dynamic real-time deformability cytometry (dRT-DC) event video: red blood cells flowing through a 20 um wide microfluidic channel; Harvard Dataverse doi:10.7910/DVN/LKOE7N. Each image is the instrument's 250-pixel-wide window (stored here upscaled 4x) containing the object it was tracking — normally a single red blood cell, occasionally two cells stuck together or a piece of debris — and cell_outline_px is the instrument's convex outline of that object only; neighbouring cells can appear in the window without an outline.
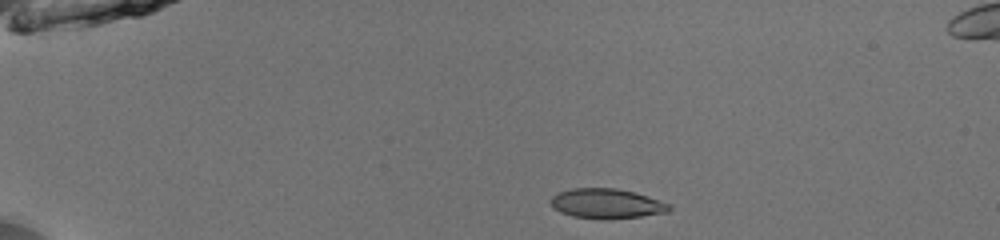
{"species": "common noctule bat (a hibernating species)", "species_latin": "Nyctalus noctula", "temperature_condition": "room temperature", "stored_images_in_passage": 41, "camera_frame_rate_fps": 3000, "um_per_image_px": 0.085, "animal": {"sex": "male", "body_mass_g": 13.0, "forearm_length_mm": 53.1}, "frame": {"image": 1, "passage_image": 1, "time_ms": 0.0, "image_size_px": [1000, 240], "cell_outline_px": [[672, 208], [668, 212], [640, 216], [608, 220], [604, 220], [572, 216], [560, 212], [552, 208], [548, 200], [552, 196], [560, 192], [572, 188], [616, 188], [648, 196], [672, 204]], "centroid_in_image_um": [51.55, 17.31], "position_along_channel_um": 33.5, "area_um2": 20.87}}
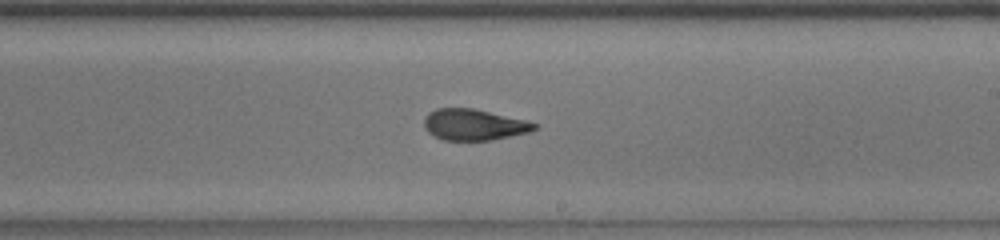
{"frame": {"image": 2, "passage_image": 22, "time_ms": 7.0, "image_size_px": [1000, 240], "cell_outline_px": [[540, 124], [536, 128], [528, 132], [492, 140], [444, 140], [428, 132], [424, 128], [424, 116], [428, 112], [436, 108], [472, 108], [524, 120]], "centroid_in_image_um": [40.24, 10.59], "position_along_channel_um": 248.8, "area_um2": 19.88}}
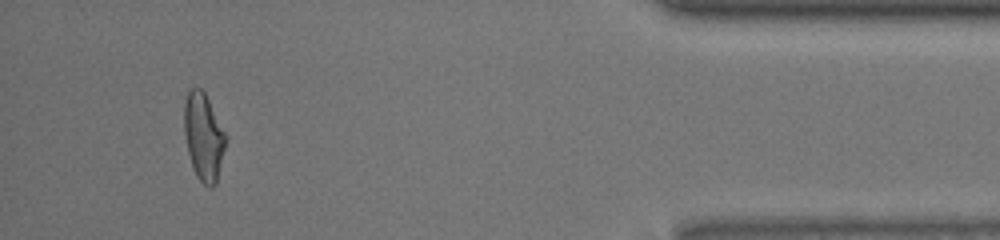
{"frame": {"image": 3, "passage_image": 38, "time_ms": 12.333, "image_size_px": [1000, 240], "cell_outline_px": [[228, 140], [216, 184], [212, 188], [208, 188], [196, 176], [192, 168], [188, 152], [184, 132], [184, 104], [188, 88], [200, 88], [204, 92], [228, 136]], "centroid_in_image_um": [17.32, 11.65], "position_along_channel_um": 417.9, "area_um2": 21.56}, "authors_computed_cell_mechanics": {"area_um2": 20.8658, "velocity_mm_per_s": 4.0407, "shape_relaxation_time_tau1_ms": 7.8848, "shape_relaxation_time_tau2_ms": 1.6519, "deformation_change_tau1": 0.2127, "deformation_change_tau2": 0.0754}}